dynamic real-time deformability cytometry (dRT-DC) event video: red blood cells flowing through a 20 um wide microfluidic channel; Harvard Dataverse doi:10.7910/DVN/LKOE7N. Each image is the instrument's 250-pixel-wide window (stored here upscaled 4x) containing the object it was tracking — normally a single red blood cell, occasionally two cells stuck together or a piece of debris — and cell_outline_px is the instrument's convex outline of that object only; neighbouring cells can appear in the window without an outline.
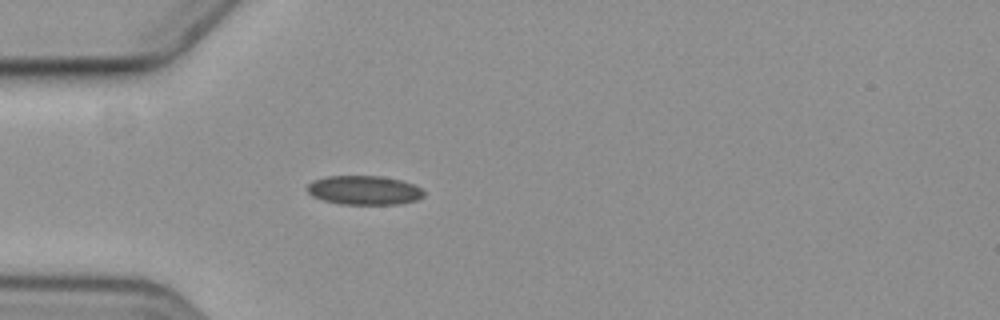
{"species": "common noctule bat (a hibernating species)", "species_latin": "Nyctalus noctula", "temperature_condition": "cold", "stored_images_in_passage": 5, "camera_frame_rate_fps": 3000, "um_per_image_px": 0.085, "animal": {"sex": "female", "body_mass_g": 19.3, "forearm_length_mm": 54.1}, "frame": {"image": 1, "passage_image": 5, "time_ms": 5.667, "image_size_px": [1000, 320], "cell_outline_px": [[424, 196], [416, 200], [400, 204], [340, 204], [324, 200], [312, 196], [308, 192], [308, 184], [312, 180], [328, 176], [380, 176], [400, 180], [412, 184], [420, 188], [424, 192]], "centroid_in_image_um": [30.94, 16.17], "position_along_channel_um": 54.1, "area_um2": 19.65}}